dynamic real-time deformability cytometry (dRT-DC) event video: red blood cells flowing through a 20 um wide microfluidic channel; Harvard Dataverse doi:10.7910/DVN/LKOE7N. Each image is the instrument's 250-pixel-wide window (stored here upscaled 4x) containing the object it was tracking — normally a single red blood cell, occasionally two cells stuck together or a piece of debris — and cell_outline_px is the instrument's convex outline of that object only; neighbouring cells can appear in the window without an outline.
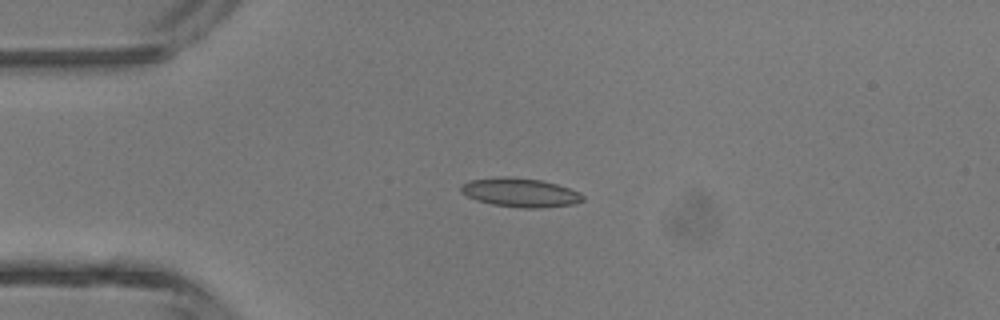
{"species": "common noctule bat (a hibernating species)", "species_latin": "Nyctalus noctula", "temperature_condition": "room temperature", "stored_images_in_passage": 4, "camera_frame_rate_fps": 3000, "um_per_image_px": 0.085, "animal": {"sex": "male", "body_mass_g": 13.3}, "frame": {"image": 1, "passage_image": 3, "time_ms": 3.0, "image_size_px": [1000, 320], "cell_outline_px": [[584, 200], [572, 204], [536, 208], [524, 208], [492, 204], [476, 200], [460, 192], [460, 184], [468, 180], [500, 176], [508, 176], [540, 180], [556, 184], [580, 192], [584, 196]], "centroid_in_image_um": [44.17, 16.35], "position_along_channel_um": 40.8, "area_um2": 20.52}}
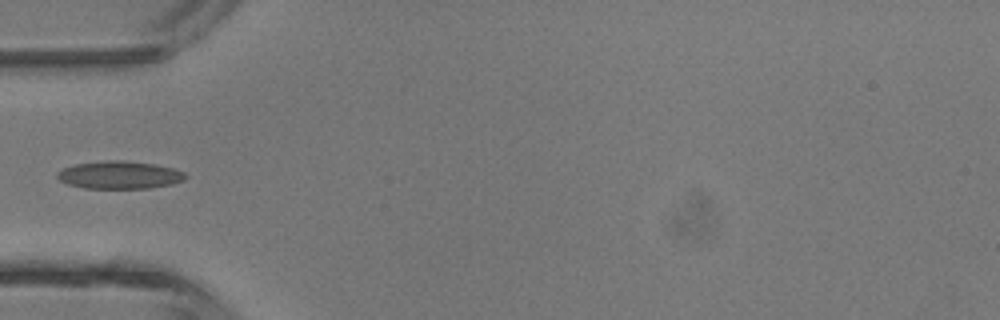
{"frame": {"image": 2, "passage_image": 4, "time_ms": 4.333, "image_size_px": [1000, 320], "cell_outline_px": [[188, 176], [184, 180], [172, 184], [148, 188], [84, 188], [68, 184], [60, 180], [56, 176], [56, 172], [64, 168], [76, 164], [108, 160], [124, 160], [152, 164], [172, 168], [184, 172]], "centroid_in_image_um": [10.16, 14.87], "position_along_channel_um": 74.8, "area_um2": 20.58}}